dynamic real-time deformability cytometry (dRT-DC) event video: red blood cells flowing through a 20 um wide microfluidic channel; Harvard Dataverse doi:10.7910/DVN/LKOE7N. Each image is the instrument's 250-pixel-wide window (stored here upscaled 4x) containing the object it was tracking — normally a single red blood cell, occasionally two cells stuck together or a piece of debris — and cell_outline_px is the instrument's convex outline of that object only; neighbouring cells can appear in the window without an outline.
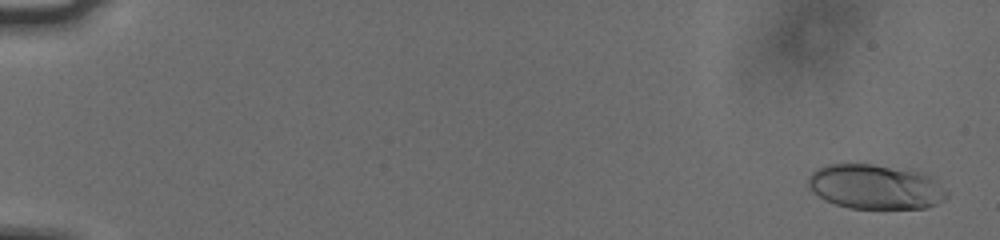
{"species": "human", "species_latin": "Homo sapiens", "temperature_condition": "cold", "stored_images_in_passage": 55, "camera_frame_rate_fps": 3000, "um_per_image_px": 0.085, "donor": {"sex": "male"}, "frame": {"image": 1, "passage_image": 2, "time_ms": 0.333, "image_size_px": [1000, 240], "cell_outline_px": [[948, 196], [944, 200], [936, 204], [924, 208], [848, 208], [824, 200], [808, 184], [808, 176], [812, 172], [828, 164], [872, 164], [932, 176], [948, 192]], "centroid_in_image_um": [74.42, 15.89], "position_along_channel_um": 10.6, "area_um2": 35.49}}
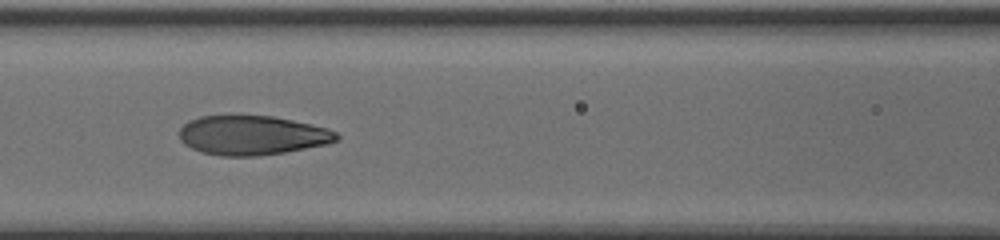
{"frame": {"image": 2, "passage_image": 27, "time_ms": 8.667, "image_size_px": [1000, 240], "cell_outline_px": [[340, 140], [328, 144], [284, 152], [260, 156], [220, 156], [200, 152], [184, 144], [180, 140], [180, 128], [188, 120], [200, 116], [232, 112], [272, 116], [292, 120], [328, 128], [336, 132], [340, 136]], "centroid_in_image_um": [21.4, 11.46], "position_along_channel_um": 145.2, "area_um2": 37.22}}
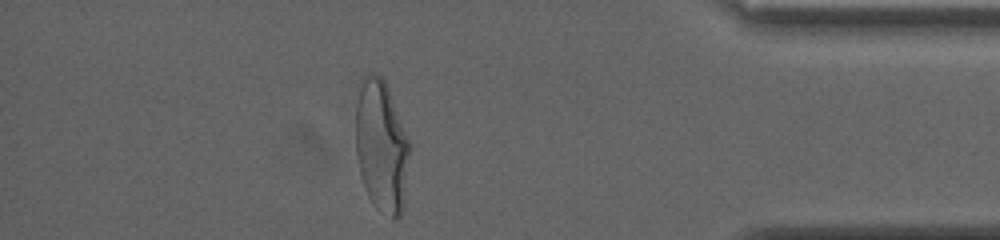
{"frame": {"image": 3, "passage_image": 50, "time_ms": 16.333, "image_size_px": [1000, 240], "cell_outline_px": [[408, 152], [400, 216], [396, 220], [392, 220], [380, 212], [376, 208], [368, 196], [360, 172], [356, 156], [356, 104], [360, 76], [368, 72], [372, 72], [380, 76], [384, 80], [388, 88], [408, 140]], "centroid_in_image_um": [32.35, 12.37], "position_along_channel_um": 402.8, "area_um2": 40.75}, "authors_computed_cell_mechanics": {"area_um2": 36.5296, "velocity_mm_per_s": 3.7557, "shape_relaxation_time_tau1_ms": 4.9421, "shape_relaxation_time_tau2_ms": 0.9904, "deformation_change_tau1": 0.2291, "deformation_change_tau2": 0.0765}}